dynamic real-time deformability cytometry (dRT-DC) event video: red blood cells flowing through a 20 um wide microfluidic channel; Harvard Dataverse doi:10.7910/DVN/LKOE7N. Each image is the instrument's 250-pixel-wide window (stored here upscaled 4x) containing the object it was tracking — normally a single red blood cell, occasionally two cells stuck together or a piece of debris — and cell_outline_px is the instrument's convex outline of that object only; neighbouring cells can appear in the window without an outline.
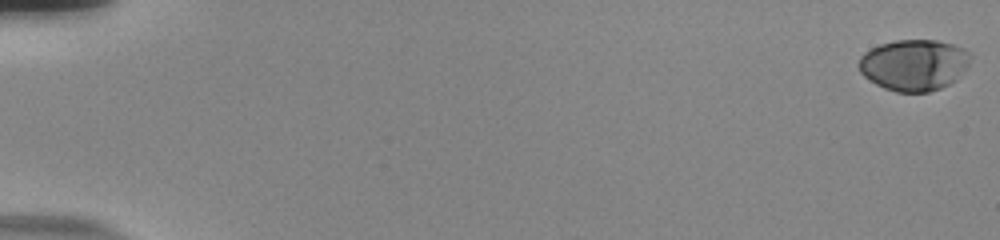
{"species": "human", "species_latin": "Homo sapiens", "temperature_condition": "room temperature", "stored_images_in_passage": 56, "camera_frame_rate_fps": 3000, "um_per_image_px": 0.085, "donor": {"sex": "male"}, "frame": {"image": 1, "passage_image": 1, "time_ms": 0.0, "image_size_px": [1000, 240], "cell_outline_px": [[972, 56], [968, 64], [956, 80], [940, 88], [928, 92], [896, 92], [884, 88], [876, 84], [864, 76], [860, 72], [860, 56], [864, 52], [880, 44], [896, 40], [936, 40], [952, 44], [964, 48]], "centroid_in_image_um": [77.69, 5.51], "position_along_channel_um": 7.3, "area_um2": 33.23}}
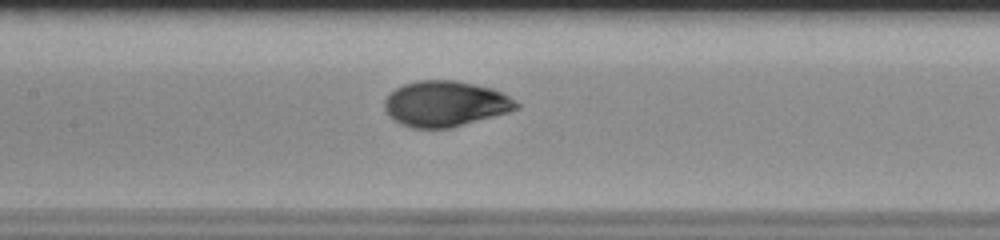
{"frame": {"image": 2, "passage_image": 29, "time_ms": 9.333, "image_size_px": [1000, 240], "cell_outline_px": [[520, 108], [508, 112], [452, 128], [412, 128], [400, 124], [392, 120], [388, 116], [384, 108], [384, 100], [396, 88], [404, 84], [416, 80], [456, 80], [492, 88], [508, 96], [520, 104]], "centroid_in_image_um": [37.83, 8.83], "position_along_channel_um": 169.6, "area_um2": 35.2}}
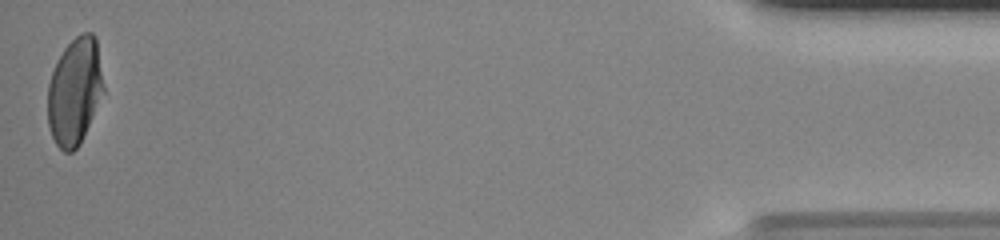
{"frame": {"image": 3, "passage_image": 56, "time_ms": 18.333, "image_size_px": [1000, 240], "cell_outline_px": [[104, 92], [80, 144], [72, 152], [64, 152], [56, 144], [52, 136], [48, 124], [48, 84], [56, 60], [64, 48], [80, 32], [92, 32], [96, 36], [104, 88]], "centroid_in_image_um": [6.35, 7.74], "position_along_channel_um": 428.9, "area_um2": 34.91}, "authors_computed_cell_mechanics": {"area_um2": 34.5933, "velocity_mm_per_s": 3.7796, "shape_relaxation_time_tau1_ms": 4.1608, "shape_relaxation_time_tau2_ms": null, "deformation_change_tau1": 0.1818, "deformation_change_tau2": null}}